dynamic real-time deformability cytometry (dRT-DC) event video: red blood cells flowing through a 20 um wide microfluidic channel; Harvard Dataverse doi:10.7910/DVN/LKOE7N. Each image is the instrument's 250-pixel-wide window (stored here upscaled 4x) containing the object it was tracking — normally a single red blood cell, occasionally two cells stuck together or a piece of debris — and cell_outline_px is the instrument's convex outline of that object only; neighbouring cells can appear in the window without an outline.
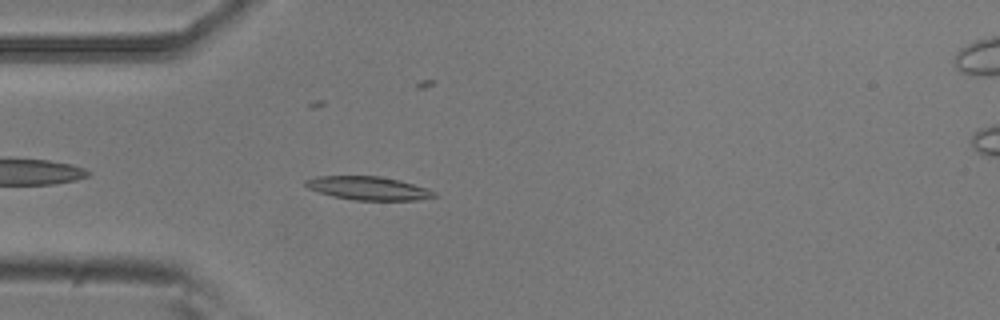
{"species": "common noctule bat (a hibernating species)", "species_latin": "Nyctalus noctula", "temperature_condition": "room temperature", "stored_images_in_passage": 43, "camera_frame_rate_fps": 3000, "um_per_image_px": 0.085, "animal": {"sex": "male", "body_mass_g": 20.5, "forearm_length_mm": 52.5}, "frame": {"image": 1, "passage_image": 4, "time_ms": 1.0, "image_size_px": [1000, 320], "cell_outline_px": [[436, 196], [416, 200], [352, 200], [332, 196], [308, 188], [304, 184], [304, 180], [316, 176], [380, 176], [400, 180], [428, 188], [436, 192]], "centroid_in_image_um": [31.3, 15.99], "position_along_channel_um": 53.7, "area_um2": 17.63}}
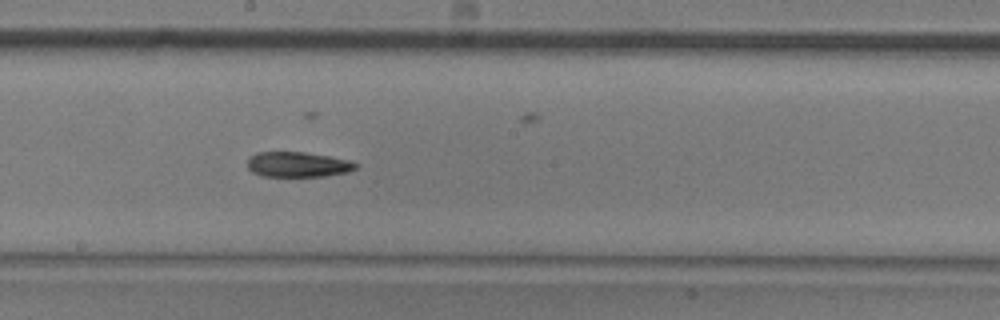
{"frame": {"image": 2, "passage_image": 18, "time_ms": 5.667, "image_size_px": [1000, 320], "cell_outline_px": [[360, 164], [356, 168], [348, 172], [324, 176], [260, 176], [252, 172], [248, 168], [248, 156], [256, 152], [304, 152], [328, 156], [348, 160]], "centroid_in_image_um": [25.29, 13.98], "position_along_channel_um": 222.9, "area_um2": 15.95}}
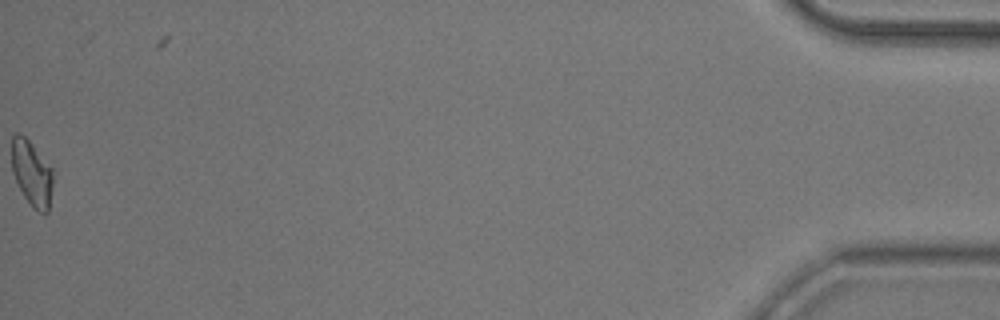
{"frame": {"image": 3, "passage_image": 43, "time_ms": 14.0, "image_size_px": [1000, 320], "cell_outline_px": [[52, 188], [48, 212], [44, 216], [32, 208], [24, 196], [12, 172], [12, 136], [16, 132], [20, 132], [32, 144], [52, 168]], "centroid_in_image_um": [2.7, 14.76], "position_along_channel_um": 432.5, "area_um2": 15.78}, "authors_computed_cell_mechanics": {"area_um2": 16.5308, "velocity_mm_per_s": 3.7472, "shape_relaxation_time_tau1_ms": 4.3605, "shape_relaxation_time_tau2_ms": null, "deformation_change_tau1": 0.1706, "deformation_change_tau2": null}}